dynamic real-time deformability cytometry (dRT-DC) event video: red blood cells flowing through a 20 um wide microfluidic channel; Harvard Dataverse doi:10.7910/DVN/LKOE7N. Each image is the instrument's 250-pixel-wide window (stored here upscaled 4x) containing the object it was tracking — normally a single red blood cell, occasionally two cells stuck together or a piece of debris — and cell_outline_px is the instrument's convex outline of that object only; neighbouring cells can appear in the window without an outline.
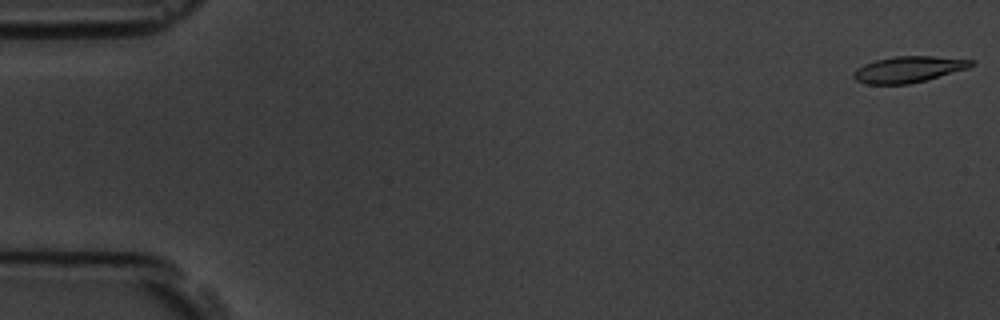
{"species": "common noctule bat (a hibernating species)", "species_latin": "Nyctalus noctula", "temperature_condition": "room temperature", "stored_images_in_passage": 5, "camera_frame_rate_fps": 3000, "um_per_image_px": 0.085, "animal": {"sex": "male", "body_mass_g": 19.5, "forearm_length_mm": 54.6}, "frame": {"image": 1, "passage_image": 1, "time_ms": 0.0, "image_size_px": [1000, 320], "cell_outline_px": [[976, 64], [968, 68], [924, 80], [908, 84], [868, 84], [856, 80], [852, 76], [852, 72], [856, 68], [864, 64], [876, 60], [896, 56], [936, 56], [976, 60]], "centroid_in_image_um": [77.23, 5.88], "position_along_channel_um": 7.8, "area_um2": 17.92}}
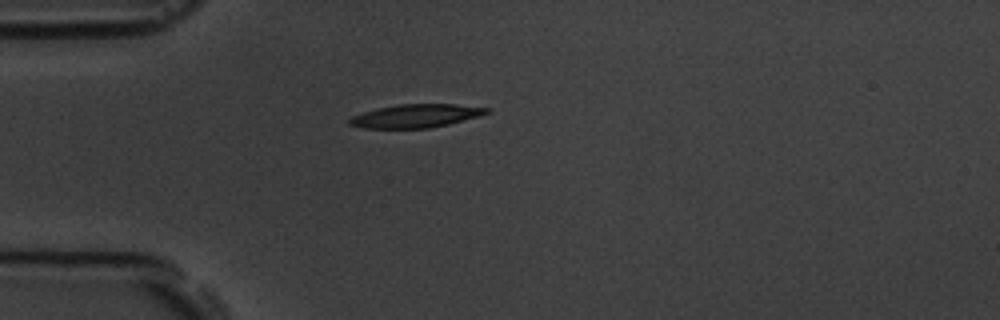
{"frame": {"image": 2, "passage_image": 5, "time_ms": 4.667, "image_size_px": [1000, 320], "cell_outline_px": [[492, 112], [480, 116], [448, 124], [428, 128], [364, 128], [348, 124], [348, 120], [352, 116], [376, 108], [400, 104], [456, 104], [492, 108]], "centroid_in_image_um": [35.39, 9.84], "position_along_channel_um": 49.6, "area_um2": 18.73}}